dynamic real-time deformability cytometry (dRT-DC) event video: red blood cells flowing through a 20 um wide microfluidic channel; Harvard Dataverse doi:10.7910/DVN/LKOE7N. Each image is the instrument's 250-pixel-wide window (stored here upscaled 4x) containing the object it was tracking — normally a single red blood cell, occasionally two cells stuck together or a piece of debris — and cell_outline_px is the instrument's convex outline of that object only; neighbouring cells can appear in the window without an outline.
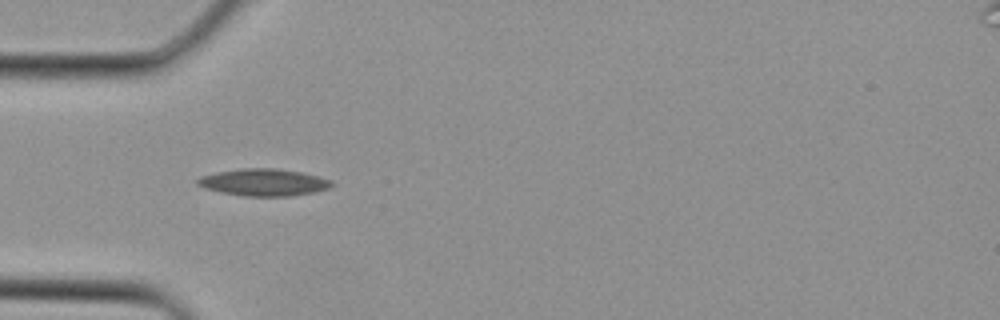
{"species": "Egyptian fruit bat (a non-hibernating species)", "species_latin": "Rousettus aegyptiacus", "temperature_condition": "cold", "stored_images_in_passage": 1, "camera_frame_rate_fps": 3000, "um_per_image_px": 0.085, "animal": {"sex": "female"}, "frame": {"image": 1, "passage_image": 1, "time_ms": 0.0, "image_size_px": [1000, 320], "cell_outline_px": [[336, 184], [328, 188], [312, 192], [292, 196], [244, 196], [220, 192], [204, 188], [196, 184], [196, 180], [200, 176], [216, 172], [244, 168], [276, 168], [300, 172], [332, 180]], "centroid_in_image_um": [22.39, 15.5], "position_along_channel_um": 62.6, "area_um2": 21.15}}